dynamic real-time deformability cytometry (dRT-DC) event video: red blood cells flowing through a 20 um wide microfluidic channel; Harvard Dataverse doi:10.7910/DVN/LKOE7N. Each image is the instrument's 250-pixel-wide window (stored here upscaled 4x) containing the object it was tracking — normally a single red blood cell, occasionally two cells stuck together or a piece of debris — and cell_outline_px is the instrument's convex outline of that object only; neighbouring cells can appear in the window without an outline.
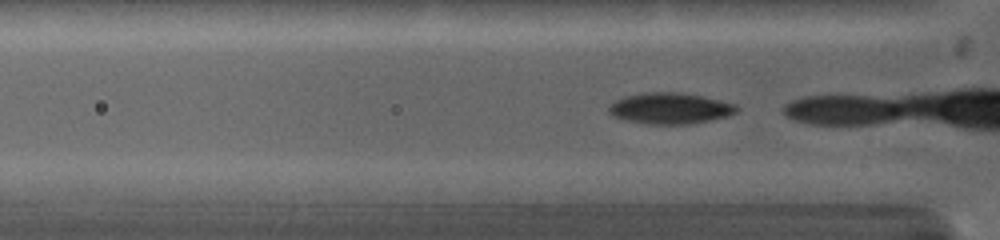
{"species": "common noctule bat (a hibernating species)", "species_latin": "Nyctalus noctula", "temperature_condition": "warm", "stored_images_in_passage": 8, "camera_frame_rate_fps": 5000, "um_per_image_px": 0.085, "animal": {"sex": "female", "body_mass_g": 19.0, "forearm_length_mm": 53.3}, "frame": {"image": 1, "passage_image": 2, "time_ms": 0.2, "image_size_px": [1000, 240], "cell_outline_px": [[740, 108], [736, 112], [728, 116], [688, 124], [648, 124], [628, 120], [616, 116], [608, 112], [608, 104], [624, 96], [644, 92], [680, 92], [704, 96], [736, 104]], "centroid_in_image_um": [56.97, 9.19], "position_along_channel_um": 68.8, "area_um2": 23.18}}